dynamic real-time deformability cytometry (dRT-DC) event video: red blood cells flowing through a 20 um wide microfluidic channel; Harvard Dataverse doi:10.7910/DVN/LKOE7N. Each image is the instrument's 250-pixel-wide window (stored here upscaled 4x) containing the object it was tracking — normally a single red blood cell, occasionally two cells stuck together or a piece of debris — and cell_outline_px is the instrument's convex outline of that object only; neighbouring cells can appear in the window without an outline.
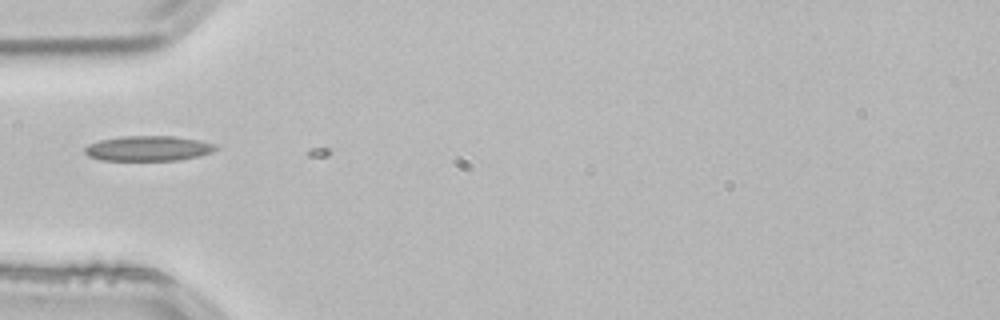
{"species": "common noctule bat (a hibernating species)", "species_latin": "Nyctalus noctula", "temperature_condition": "room temperature", "stored_images_in_passage": 3, "camera_frame_rate_fps": 3000, "um_per_image_px": 0.085, "animal": {"sex": "male", "body_mass_g": 21.5, "forearm_length_mm": 52.0}, "frame": {"image": 1, "passage_image": 2, "time_ms": 0.333, "image_size_px": [1000, 320], "cell_outline_px": [[220, 148], [212, 152], [196, 156], [176, 160], [100, 160], [88, 156], [84, 152], [84, 148], [88, 144], [100, 140], [120, 136], [172, 136], [200, 140], [216, 144]], "centroid_in_image_um": [12.59, 12.6], "position_along_channel_um": 72.4, "area_um2": 19.19}}